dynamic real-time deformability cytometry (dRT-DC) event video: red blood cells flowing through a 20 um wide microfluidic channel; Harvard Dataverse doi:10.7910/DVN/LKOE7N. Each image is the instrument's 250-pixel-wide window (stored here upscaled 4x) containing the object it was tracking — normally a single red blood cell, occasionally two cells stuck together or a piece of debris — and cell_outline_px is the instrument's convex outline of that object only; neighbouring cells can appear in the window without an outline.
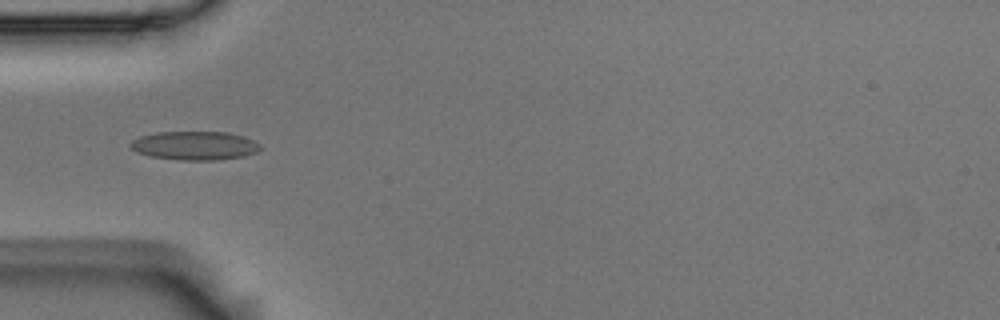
{"species": "Egyptian fruit bat (a non-hibernating species)", "species_latin": "Rousettus aegyptiacus", "temperature_condition": "room temperature", "stored_images_in_passage": 8, "camera_frame_rate_fps": 3000, "um_per_image_px": 0.085, "animal": {"sex": "male"}, "frame": {"image": 1, "passage_image": 4, "time_ms": 1.0, "image_size_px": [1000, 320], "cell_outline_px": [[264, 148], [256, 152], [244, 156], [216, 160], [180, 160], [152, 156], [136, 152], [128, 144], [132, 140], [140, 136], [156, 132], [228, 132], [244, 136], [260, 144]], "centroid_in_image_um": [16.57, 12.37], "position_along_channel_um": 68.4, "area_um2": 21.79}}
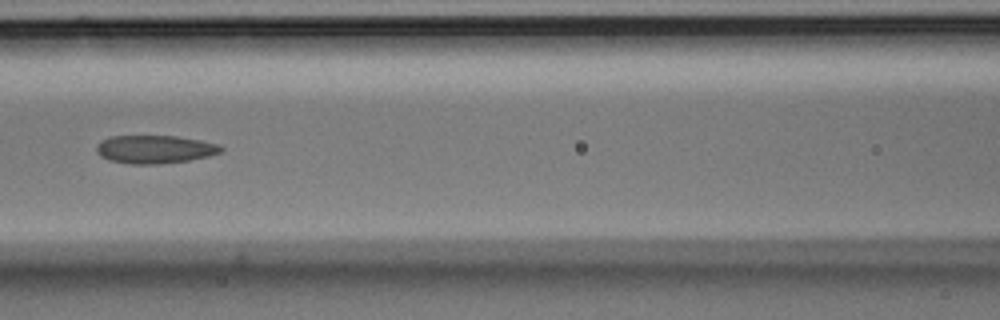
{"frame": {"image": 2, "passage_image": 6, "time_ms": 1.667, "image_size_px": [1000, 320], "cell_outline_px": [[224, 148], [220, 152], [208, 156], [188, 160], [160, 164], [132, 164], [108, 160], [100, 156], [96, 152], [96, 144], [100, 140], [112, 136], [176, 136], [200, 140], [220, 144]], "centroid_in_image_um": [13.13, 12.69], "position_along_channel_um": 153.5, "area_um2": 20.52}}
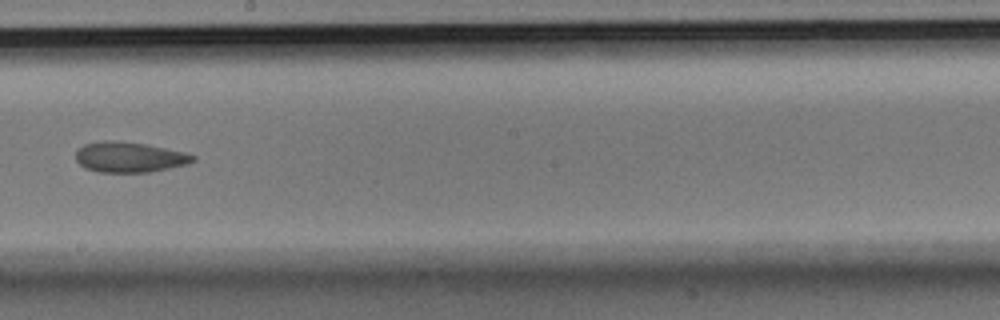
{"frame": {"image": 3, "passage_image": 8, "time_ms": 2.333, "image_size_px": [1000, 320], "cell_outline_px": [[196, 160], [188, 164], [148, 172], [96, 172], [84, 168], [76, 160], [76, 152], [84, 144], [104, 140], [120, 140], [144, 144], [184, 152], [196, 156]], "centroid_in_image_um": [10.98, 13.35], "position_along_channel_um": 237.2, "area_um2": 20.75}}